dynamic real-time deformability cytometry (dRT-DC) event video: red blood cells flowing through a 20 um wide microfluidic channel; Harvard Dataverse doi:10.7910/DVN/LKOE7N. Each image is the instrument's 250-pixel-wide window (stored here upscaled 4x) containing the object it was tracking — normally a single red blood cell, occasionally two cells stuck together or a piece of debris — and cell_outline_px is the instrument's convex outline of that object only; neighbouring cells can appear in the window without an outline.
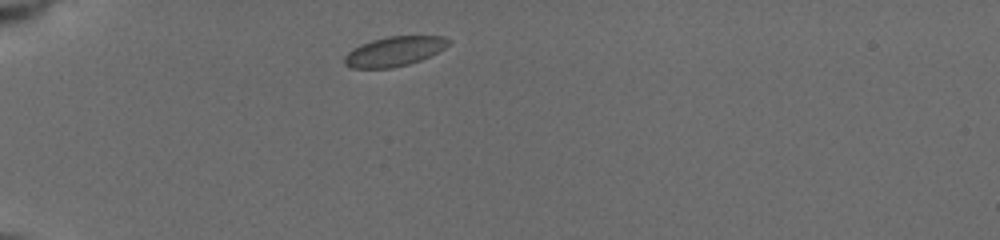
{"species": "common noctule bat (a hibernating species)", "species_latin": "Nyctalus noctula", "temperature_condition": "cold", "stored_images_in_passage": 4, "camera_frame_rate_fps": 3000, "um_per_image_px": 0.085, "animal": {"sex": "female", "body_mass_g": 19.5, "forearm_length_mm": 54.1}, "frame": {"image": 1, "passage_image": 1, "time_ms": 0.0, "image_size_px": [1000, 240], "cell_outline_px": [[452, 40], [444, 48], [420, 60], [408, 64], [392, 68], [352, 68], [344, 64], [344, 56], [352, 48], [360, 44], [372, 40], [388, 36], [444, 36]], "centroid_in_image_um": [33.48, 4.36], "position_along_channel_um": 51.5, "area_um2": 17.92}}
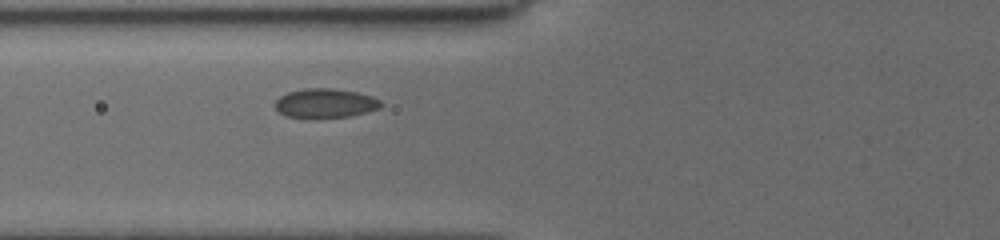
{"frame": {"image": 2, "passage_image": 4, "time_ms": 2.0, "image_size_px": [1000, 240], "cell_outline_px": [[384, 104], [380, 108], [348, 116], [316, 120], [308, 120], [284, 116], [272, 104], [280, 96], [288, 92], [304, 88], [332, 88], [356, 92], [372, 96], [380, 100]], "centroid_in_image_um": [27.59, 8.81], "position_along_channel_um": 98.2, "area_um2": 18.67}}